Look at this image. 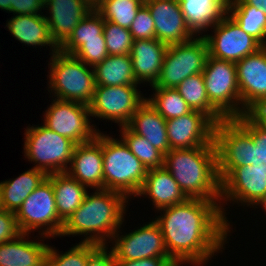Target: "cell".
Segmentation results:
<instances>
[{
    "mask_svg": "<svg viewBox=\"0 0 266 266\" xmlns=\"http://www.w3.org/2000/svg\"><path fill=\"white\" fill-rule=\"evenodd\" d=\"M3 208H2V205H1V196H0V211H2Z\"/></svg>",
    "mask_w": 266,
    "mask_h": 266,
    "instance_id": "obj_51",
    "label": "cell"
},
{
    "mask_svg": "<svg viewBox=\"0 0 266 266\" xmlns=\"http://www.w3.org/2000/svg\"><path fill=\"white\" fill-rule=\"evenodd\" d=\"M73 55L87 66L94 68L108 56L106 42L105 40L86 41Z\"/></svg>",
    "mask_w": 266,
    "mask_h": 266,
    "instance_id": "obj_40",
    "label": "cell"
},
{
    "mask_svg": "<svg viewBox=\"0 0 266 266\" xmlns=\"http://www.w3.org/2000/svg\"><path fill=\"white\" fill-rule=\"evenodd\" d=\"M104 189L137 195L148 170L123 140L102 135Z\"/></svg>",
    "mask_w": 266,
    "mask_h": 266,
    "instance_id": "obj_4",
    "label": "cell"
},
{
    "mask_svg": "<svg viewBox=\"0 0 266 266\" xmlns=\"http://www.w3.org/2000/svg\"><path fill=\"white\" fill-rule=\"evenodd\" d=\"M247 114L264 130H266V99L258 102Z\"/></svg>",
    "mask_w": 266,
    "mask_h": 266,
    "instance_id": "obj_45",
    "label": "cell"
},
{
    "mask_svg": "<svg viewBox=\"0 0 266 266\" xmlns=\"http://www.w3.org/2000/svg\"><path fill=\"white\" fill-rule=\"evenodd\" d=\"M186 23L193 33L219 23L227 14V0H179Z\"/></svg>",
    "mask_w": 266,
    "mask_h": 266,
    "instance_id": "obj_25",
    "label": "cell"
},
{
    "mask_svg": "<svg viewBox=\"0 0 266 266\" xmlns=\"http://www.w3.org/2000/svg\"><path fill=\"white\" fill-rule=\"evenodd\" d=\"M236 68L243 114H246L266 99V46L236 62Z\"/></svg>",
    "mask_w": 266,
    "mask_h": 266,
    "instance_id": "obj_17",
    "label": "cell"
},
{
    "mask_svg": "<svg viewBox=\"0 0 266 266\" xmlns=\"http://www.w3.org/2000/svg\"><path fill=\"white\" fill-rule=\"evenodd\" d=\"M86 266H117L113 252L107 253L105 246H99L87 259Z\"/></svg>",
    "mask_w": 266,
    "mask_h": 266,
    "instance_id": "obj_43",
    "label": "cell"
},
{
    "mask_svg": "<svg viewBox=\"0 0 266 266\" xmlns=\"http://www.w3.org/2000/svg\"><path fill=\"white\" fill-rule=\"evenodd\" d=\"M137 85L95 86L90 102V116L120 122L127 126L132 115L147 100L141 97Z\"/></svg>",
    "mask_w": 266,
    "mask_h": 266,
    "instance_id": "obj_11",
    "label": "cell"
},
{
    "mask_svg": "<svg viewBox=\"0 0 266 266\" xmlns=\"http://www.w3.org/2000/svg\"><path fill=\"white\" fill-rule=\"evenodd\" d=\"M247 34L266 46V15L261 8L243 4L240 0H229L227 14Z\"/></svg>",
    "mask_w": 266,
    "mask_h": 266,
    "instance_id": "obj_31",
    "label": "cell"
},
{
    "mask_svg": "<svg viewBox=\"0 0 266 266\" xmlns=\"http://www.w3.org/2000/svg\"><path fill=\"white\" fill-rule=\"evenodd\" d=\"M53 102L44 113L46 127L76 145L96 138L99 132L90 126L88 116L91 114L88 105L57 98Z\"/></svg>",
    "mask_w": 266,
    "mask_h": 266,
    "instance_id": "obj_12",
    "label": "cell"
},
{
    "mask_svg": "<svg viewBox=\"0 0 266 266\" xmlns=\"http://www.w3.org/2000/svg\"><path fill=\"white\" fill-rule=\"evenodd\" d=\"M202 74L210 103L226 119L242 116L236 63L208 55Z\"/></svg>",
    "mask_w": 266,
    "mask_h": 266,
    "instance_id": "obj_7",
    "label": "cell"
},
{
    "mask_svg": "<svg viewBox=\"0 0 266 266\" xmlns=\"http://www.w3.org/2000/svg\"><path fill=\"white\" fill-rule=\"evenodd\" d=\"M164 167L188 198L221 200L214 141L189 149H171L164 155Z\"/></svg>",
    "mask_w": 266,
    "mask_h": 266,
    "instance_id": "obj_2",
    "label": "cell"
},
{
    "mask_svg": "<svg viewBox=\"0 0 266 266\" xmlns=\"http://www.w3.org/2000/svg\"><path fill=\"white\" fill-rule=\"evenodd\" d=\"M54 190V198L59 218L65 222L82 204L86 186L70 177L66 172L47 175Z\"/></svg>",
    "mask_w": 266,
    "mask_h": 266,
    "instance_id": "obj_27",
    "label": "cell"
},
{
    "mask_svg": "<svg viewBox=\"0 0 266 266\" xmlns=\"http://www.w3.org/2000/svg\"><path fill=\"white\" fill-rule=\"evenodd\" d=\"M112 247L116 261L169 257L160 226L156 221L146 224L126 236L118 237Z\"/></svg>",
    "mask_w": 266,
    "mask_h": 266,
    "instance_id": "obj_15",
    "label": "cell"
},
{
    "mask_svg": "<svg viewBox=\"0 0 266 266\" xmlns=\"http://www.w3.org/2000/svg\"><path fill=\"white\" fill-rule=\"evenodd\" d=\"M153 89L155 96L147 100L165 120L178 118L192 111L175 88Z\"/></svg>",
    "mask_w": 266,
    "mask_h": 266,
    "instance_id": "obj_35",
    "label": "cell"
},
{
    "mask_svg": "<svg viewBox=\"0 0 266 266\" xmlns=\"http://www.w3.org/2000/svg\"><path fill=\"white\" fill-rule=\"evenodd\" d=\"M143 4L141 0H102L95 9L104 20L129 29Z\"/></svg>",
    "mask_w": 266,
    "mask_h": 266,
    "instance_id": "obj_34",
    "label": "cell"
},
{
    "mask_svg": "<svg viewBox=\"0 0 266 266\" xmlns=\"http://www.w3.org/2000/svg\"><path fill=\"white\" fill-rule=\"evenodd\" d=\"M92 7H96L102 0H86Z\"/></svg>",
    "mask_w": 266,
    "mask_h": 266,
    "instance_id": "obj_49",
    "label": "cell"
},
{
    "mask_svg": "<svg viewBox=\"0 0 266 266\" xmlns=\"http://www.w3.org/2000/svg\"><path fill=\"white\" fill-rule=\"evenodd\" d=\"M243 4L261 8L266 15V0H240Z\"/></svg>",
    "mask_w": 266,
    "mask_h": 266,
    "instance_id": "obj_46",
    "label": "cell"
},
{
    "mask_svg": "<svg viewBox=\"0 0 266 266\" xmlns=\"http://www.w3.org/2000/svg\"><path fill=\"white\" fill-rule=\"evenodd\" d=\"M44 9V0H11V12L17 15H33Z\"/></svg>",
    "mask_w": 266,
    "mask_h": 266,
    "instance_id": "obj_42",
    "label": "cell"
},
{
    "mask_svg": "<svg viewBox=\"0 0 266 266\" xmlns=\"http://www.w3.org/2000/svg\"><path fill=\"white\" fill-rule=\"evenodd\" d=\"M226 14L215 24L214 36L204 35L209 56L231 62H238L249 54L255 53L262 45Z\"/></svg>",
    "mask_w": 266,
    "mask_h": 266,
    "instance_id": "obj_13",
    "label": "cell"
},
{
    "mask_svg": "<svg viewBox=\"0 0 266 266\" xmlns=\"http://www.w3.org/2000/svg\"><path fill=\"white\" fill-rule=\"evenodd\" d=\"M129 30L134 40L155 38L154 20L145 4L139 8Z\"/></svg>",
    "mask_w": 266,
    "mask_h": 266,
    "instance_id": "obj_39",
    "label": "cell"
},
{
    "mask_svg": "<svg viewBox=\"0 0 266 266\" xmlns=\"http://www.w3.org/2000/svg\"><path fill=\"white\" fill-rule=\"evenodd\" d=\"M168 45L154 39H136L130 56L137 83L148 81L154 86L159 79Z\"/></svg>",
    "mask_w": 266,
    "mask_h": 266,
    "instance_id": "obj_21",
    "label": "cell"
},
{
    "mask_svg": "<svg viewBox=\"0 0 266 266\" xmlns=\"http://www.w3.org/2000/svg\"><path fill=\"white\" fill-rule=\"evenodd\" d=\"M213 141L220 182L235 167L252 165V137L233 118L215 124Z\"/></svg>",
    "mask_w": 266,
    "mask_h": 266,
    "instance_id": "obj_10",
    "label": "cell"
},
{
    "mask_svg": "<svg viewBox=\"0 0 266 266\" xmlns=\"http://www.w3.org/2000/svg\"><path fill=\"white\" fill-rule=\"evenodd\" d=\"M126 199L122 193L108 189H96L93 195L87 193L82 204L64 222L60 235L93 233L82 242L105 246L104 236L118 237L117 229L123 222Z\"/></svg>",
    "mask_w": 266,
    "mask_h": 266,
    "instance_id": "obj_3",
    "label": "cell"
},
{
    "mask_svg": "<svg viewBox=\"0 0 266 266\" xmlns=\"http://www.w3.org/2000/svg\"><path fill=\"white\" fill-rule=\"evenodd\" d=\"M215 123L203 112L192 110L186 115L166 120L170 149H189L209 145L214 140Z\"/></svg>",
    "mask_w": 266,
    "mask_h": 266,
    "instance_id": "obj_14",
    "label": "cell"
},
{
    "mask_svg": "<svg viewBox=\"0 0 266 266\" xmlns=\"http://www.w3.org/2000/svg\"><path fill=\"white\" fill-rule=\"evenodd\" d=\"M154 20L155 38L167 45L185 43L195 35L188 27L179 0H147Z\"/></svg>",
    "mask_w": 266,
    "mask_h": 266,
    "instance_id": "obj_16",
    "label": "cell"
},
{
    "mask_svg": "<svg viewBox=\"0 0 266 266\" xmlns=\"http://www.w3.org/2000/svg\"><path fill=\"white\" fill-rule=\"evenodd\" d=\"M127 127L135 134L146 138L164 155L171 150L168 143L166 120L148 100L132 115Z\"/></svg>",
    "mask_w": 266,
    "mask_h": 266,
    "instance_id": "obj_23",
    "label": "cell"
},
{
    "mask_svg": "<svg viewBox=\"0 0 266 266\" xmlns=\"http://www.w3.org/2000/svg\"><path fill=\"white\" fill-rule=\"evenodd\" d=\"M208 55V45L203 36L168 45L159 79L152 87L176 88L187 77L203 72Z\"/></svg>",
    "mask_w": 266,
    "mask_h": 266,
    "instance_id": "obj_8",
    "label": "cell"
},
{
    "mask_svg": "<svg viewBox=\"0 0 266 266\" xmlns=\"http://www.w3.org/2000/svg\"><path fill=\"white\" fill-rule=\"evenodd\" d=\"M265 194L266 168L252 165L235 167L221 181V200L229 198L255 205Z\"/></svg>",
    "mask_w": 266,
    "mask_h": 266,
    "instance_id": "obj_18",
    "label": "cell"
},
{
    "mask_svg": "<svg viewBox=\"0 0 266 266\" xmlns=\"http://www.w3.org/2000/svg\"><path fill=\"white\" fill-rule=\"evenodd\" d=\"M103 34L108 55L130 54L134 39L129 29L105 20Z\"/></svg>",
    "mask_w": 266,
    "mask_h": 266,
    "instance_id": "obj_38",
    "label": "cell"
},
{
    "mask_svg": "<svg viewBox=\"0 0 266 266\" xmlns=\"http://www.w3.org/2000/svg\"><path fill=\"white\" fill-rule=\"evenodd\" d=\"M50 60V89L57 99L89 105L95 92L94 70L74 55L57 50ZM86 66V67H85Z\"/></svg>",
    "mask_w": 266,
    "mask_h": 266,
    "instance_id": "obj_5",
    "label": "cell"
},
{
    "mask_svg": "<svg viewBox=\"0 0 266 266\" xmlns=\"http://www.w3.org/2000/svg\"><path fill=\"white\" fill-rule=\"evenodd\" d=\"M261 204L266 211V194L260 199L257 205Z\"/></svg>",
    "mask_w": 266,
    "mask_h": 266,
    "instance_id": "obj_48",
    "label": "cell"
},
{
    "mask_svg": "<svg viewBox=\"0 0 266 266\" xmlns=\"http://www.w3.org/2000/svg\"><path fill=\"white\" fill-rule=\"evenodd\" d=\"M0 8L11 12V0H0Z\"/></svg>",
    "mask_w": 266,
    "mask_h": 266,
    "instance_id": "obj_47",
    "label": "cell"
},
{
    "mask_svg": "<svg viewBox=\"0 0 266 266\" xmlns=\"http://www.w3.org/2000/svg\"><path fill=\"white\" fill-rule=\"evenodd\" d=\"M49 8L50 17H46L51 37L60 47L72 34L79 22L94 9L86 0H44Z\"/></svg>",
    "mask_w": 266,
    "mask_h": 266,
    "instance_id": "obj_20",
    "label": "cell"
},
{
    "mask_svg": "<svg viewBox=\"0 0 266 266\" xmlns=\"http://www.w3.org/2000/svg\"><path fill=\"white\" fill-rule=\"evenodd\" d=\"M175 89L187 102V104L192 110L203 112L215 124L226 119L210 103L202 73L187 77Z\"/></svg>",
    "mask_w": 266,
    "mask_h": 266,
    "instance_id": "obj_30",
    "label": "cell"
},
{
    "mask_svg": "<svg viewBox=\"0 0 266 266\" xmlns=\"http://www.w3.org/2000/svg\"><path fill=\"white\" fill-rule=\"evenodd\" d=\"M121 130L122 140L147 170L164 167V154L146 138L135 134L127 126H123Z\"/></svg>",
    "mask_w": 266,
    "mask_h": 266,
    "instance_id": "obj_33",
    "label": "cell"
},
{
    "mask_svg": "<svg viewBox=\"0 0 266 266\" xmlns=\"http://www.w3.org/2000/svg\"><path fill=\"white\" fill-rule=\"evenodd\" d=\"M15 217L21 233L29 234L31 230L47 226L41 235L60 236L64 222L58 216L53 185L47 177L24 200Z\"/></svg>",
    "mask_w": 266,
    "mask_h": 266,
    "instance_id": "obj_9",
    "label": "cell"
},
{
    "mask_svg": "<svg viewBox=\"0 0 266 266\" xmlns=\"http://www.w3.org/2000/svg\"><path fill=\"white\" fill-rule=\"evenodd\" d=\"M139 195H149L158 210L188 199L165 167L148 170Z\"/></svg>",
    "mask_w": 266,
    "mask_h": 266,
    "instance_id": "obj_22",
    "label": "cell"
},
{
    "mask_svg": "<svg viewBox=\"0 0 266 266\" xmlns=\"http://www.w3.org/2000/svg\"><path fill=\"white\" fill-rule=\"evenodd\" d=\"M179 264H182V263H173L171 266H180Z\"/></svg>",
    "mask_w": 266,
    "mask_h": 266,
    "instance_id": "obj_50",
    "label": "cell"
},
{
    "mask_svg": "<svg viewBox=\"0 0 266 266\" xmlns=\"http://www.w3.org/2000/svg\"><path fill=\"white\" fill-rule=\"evenodd\" d=\"M25 137V156L38 163L36 169L46 175L67 171V164L71 162L76 146L73 141L53 132L45 125L27 128Z\"/></svg>",
    "mask_w": 266,
    "mask_h": 266,
    "instance_id": "obj_6",
    "label": "cell"
},
{
    "mask_svg": "<svg viewBox=\"0 0 266 266\" xmlns=\"http://www.w3.org/2000/svg\"><path fill=\"white\" fill-rule=\"evenodd\" d=\"M47 175L33 167L14 180L0 183L3 210L16 213L24 200L45 180Z\"/></svg>",
    "mask_w": 266,
    "mask_h": 266,
    "instance_id": "obj_28",
    "label": "cell"
},
{
    "mask_svg": "<svg viewBox=\"0 0 266 266\" xmlns=\"http://www.w3.org/2000/svg\"><path fill=\"white\" fill-rule=\"evenodd\" d=\"M104 24L102 15L94 8L73 29L72 34L59 47V50L73 55L86 41L105 40Z\"/></svg>",
    "mask_w": 266,
    "mask_h": 266,
    "instance_id": "obj_32",
    "label": "cell"
},
{
    "mask_svg": "<svg viewBox=\"0 0 266 266\" xmlns=\"http://www.w3.org/2000/svg\"><path fill=\"white\" fill-rule=\"evenodd\" d=\"M20 233L15 213L7 210L0 211V244L15 239Z\"/></svg>",
    "mask_w": 266,
    "mask_h": 266,
    "instance_id": "obj_41",
    "label": "cell"
},
{
    "mask_svg": "<svg viewBox=\"0 0 266 266\" xmlns=\"http://www.w3.org/2000/svg\"><path fill=\"white\" fill-rule=\"evenodd\" d=\"M26 235L0 244V266H45L48 245L26 241Z\"/></svg>",
    "mask_w": 266,
    "mask_h": 266,
    "instance_id": "obj_24",
    "label": "cell"
},
{
    "mask_svg": "<svg viewBox=\"0 0 266 266\" xmlns=\"http://www.w3.org/2000/svg\"><path fill=\"white\" fill-rule=\"evenodd\" d=\"M175 263L170 257H152L141 260L116 261L117 266H171Z\"/></svg>",
    "mask_w": 266,
    "mask_h": 266,
    "instance_id": "obj_44",
    "label": "cell"
},
{
    "mask_svg": "<svg viewBox=\"0 0 266 266\" xmlns=\"http://www.w3.org/2000/svg\"><path fill=\"white\" fill-rule=\"evenodd\" d=\"M96 86L137 85L130 54L108 55L93 68Z\"/></svg>",
    "mask_w": 266,
    "mask_h": 266,
    "instance_id": "obj_29",
    "label": "cell"
},
{
    "mask_svg": "<svg viewBox=\"0 0 266 266\" xmlns=\"http://www.w3.org/2000/svg\"><path fill=\"white\" fill-rule=\"evenodd\" d=\"M99 247L93 243L81 242L64 254L48 246L45 266H86L88 257Z\"/></svg>",
    "mask_w": 266,
    "mask_h": 266,
    "instance_id": "obj_36",
    "label": "cell"
},
{
    "mask_svg": "<svg viewBox=\"0 0 266 266\" xmlns=\"http://www.w3.org/2000/svg\"><path fill=\"white\" fill-rule=\"evenodd\" d=\"M66 173L86 187L104 189L102 134L92 141L77 144Z\"/></svg>",
    "mask_w": 266,
    "mask_h": 266,
    "instance_id": "obj_19",
    "label": "cell"
},
{
    "mask_svg": "<svg viewBox=\"0 0 266 266\" xmlns=\"http://www.w3.org/2000/svg\"><path fill=\"white\" fill-rule=\"evenodd\" d=\"M233 119L252 137V166L266 168V130L247 113Z\"/></svg>",
    "mask_w": 266,
    "mask_h": 266,
    "instance_id": "obj_37",
    "label": "cell"
},
{
    "mask_svg": "<svg viewBox=\"0 0 266 266\" xmlns=\"http://www.w3.org/2000/svg\"><path fill=\"white\" fill-rule=\"evenodd\" d=\"M6 26L15 39L25 45H51L53 53L59 50L51 37L44 15H16L8 21Z\"/></svg>",
    "mask_w": 266,
    "mask_h": 266,
    "instance_id": "obj_26",
    "label": "cell"
},
{
    "mask_svg": "<svg viewBox=\"0 0 266 266\" xmlns=\"http://www.w3.org/2000/svg\"><path fill=\"white\" fill-rule=\"evenodd\" d=\"M216 201L188 198L160 209L155 220L161 228L166 251L175 263L202 264L223 247L229 223Z\"/></svg>",
    "mask_w": 266,
    "mask_h": 266,
    "instance_id": "obj_1",
    "label": "cell"
}]
</instances>
